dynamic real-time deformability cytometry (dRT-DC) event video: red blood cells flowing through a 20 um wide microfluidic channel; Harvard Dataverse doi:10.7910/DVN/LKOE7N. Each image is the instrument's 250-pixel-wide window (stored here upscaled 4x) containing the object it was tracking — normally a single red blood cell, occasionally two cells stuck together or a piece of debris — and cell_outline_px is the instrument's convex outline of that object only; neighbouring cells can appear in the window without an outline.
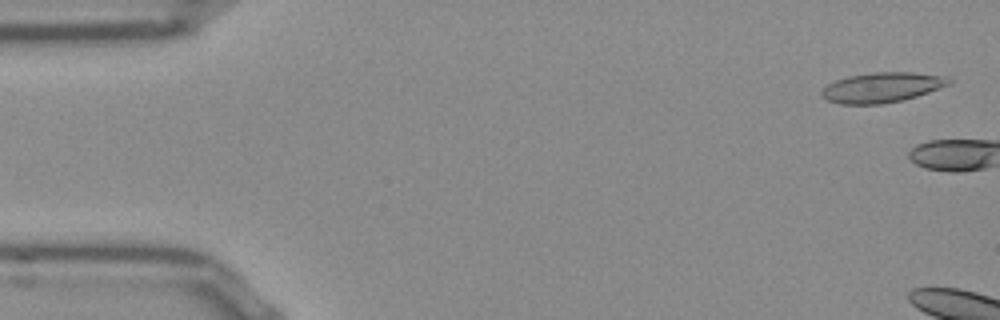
{"species": "Egyptian fruit bat (a non-hibernating species)", "species_latin": "Rousettus aegyptiacus", "temperature_condition": "room temperature", "stored_images_in_passage": 4, "camera_frame_rate_fps": 3000, "um_per_image_px": 0.085, "frame": {"image": 1, "passage_image": 2, "time_ms": 0.333, "image_size_px": [1000, 320], "cell_outline_px": [[952, 84], [916, 96], [900, 100], [880, 104], [840, 104], [828, 100], [820, 96], [820, 92], [828, 84], [836, 80], [848, 76], [876, 72], [912, 72], [940, 76], [952, 80]], "centroid_in_image_um": [74.94, 7.43], "position_along_channel_um": 10.1, "area_um2": 22.02}}